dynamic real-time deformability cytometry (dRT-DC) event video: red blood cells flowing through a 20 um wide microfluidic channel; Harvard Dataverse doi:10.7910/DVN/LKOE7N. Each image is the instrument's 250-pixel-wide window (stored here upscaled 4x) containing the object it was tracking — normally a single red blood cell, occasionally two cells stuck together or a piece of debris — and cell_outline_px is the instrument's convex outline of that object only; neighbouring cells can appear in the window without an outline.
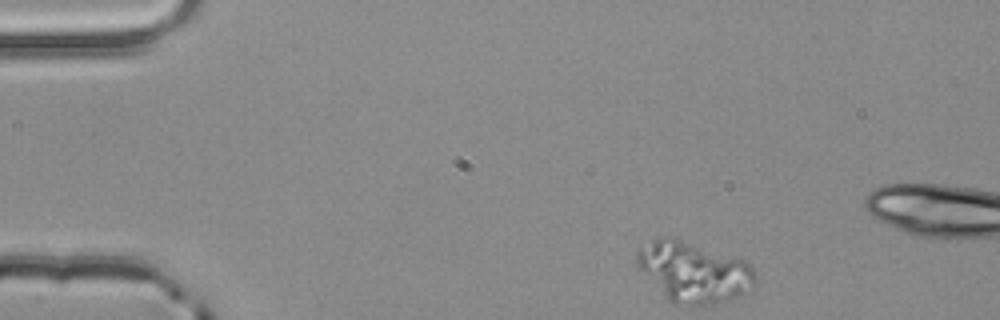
{"species": "common noctule bat (a hibernating species)", "species_latin": "Nyctalus noctula", "temperature_condition": "room temperature", "stored_images_in_passage": 10, "camera_frame_rate_fps": 3000, "um_per_image_px": 0.085, "animal": {"sex": "male", "body_mass_g": 20.4}, "frame": {"image": 1, "passage_image": 1, "time_ms": 0.0, "image_size_px": [1000, 320], "cell_outline_px": [[756, 284], [752, 292], [716, 304], [672, 304], [668, 300], [636, 264], [636, 252], [640, 248], [652, 240], [668, 236], [676, 236], [748, 260], [752, 264], [756, 276]], "centroid_in_image_um": [59.05, 23.09], "position_along_channel_um": 25.9, "area_um2": 42.48}}
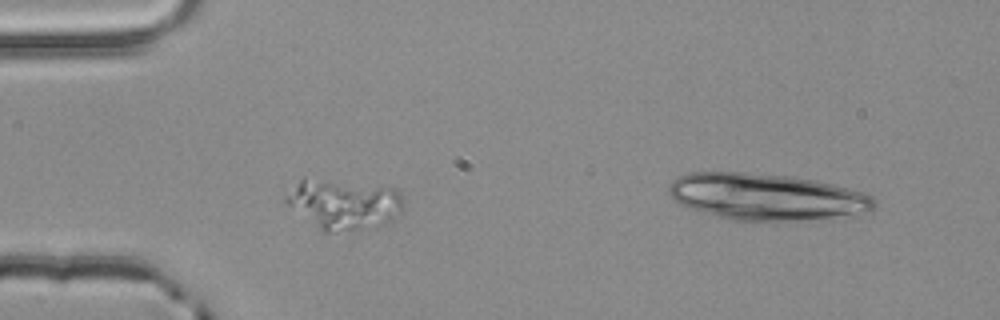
{"frame": {"image": 2, "passage_image": 9, "time_ms": 2.667, "image_size_px": [1000, 320], "cell_outline_px": [[404, 204], [392, 216], [380, 224], [356, 228], [328, 232], [324, 232], [288, 204], [284, 200], [284, 196], [304, 176], [392, 188], [400, 196]], "centroid_in_image_um": [29.12, 17.29], "position_along_channel_um": 55.9, "area_um2": 32.77}}